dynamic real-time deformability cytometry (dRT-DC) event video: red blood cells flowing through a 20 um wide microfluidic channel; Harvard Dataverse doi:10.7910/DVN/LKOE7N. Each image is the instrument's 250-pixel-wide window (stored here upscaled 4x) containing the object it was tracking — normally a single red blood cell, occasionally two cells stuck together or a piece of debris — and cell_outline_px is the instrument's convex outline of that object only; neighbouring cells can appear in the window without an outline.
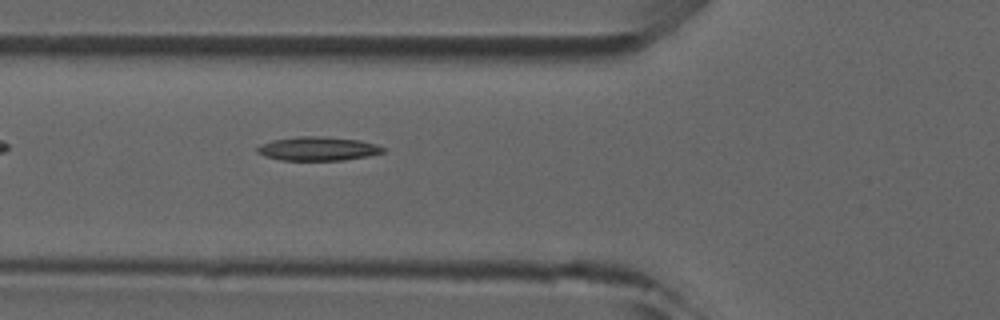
{"species": "common noctule bat (a hibernating species)", "species_latin": "Nyctalus noctula", "temperature_condition": "room temperature", "stored_images_in_passage": 5, "camera_frame_rate_fps": 3000, "um_per_image_px": 0.085, "animal": {"sex": "male", "forearm_length_mm": 52.5}, "frame": {"image": 1, "passage_image": 5, "time_ms": 5.333, "image_size_px": [1000, 320], "cell_outline_px": [[384, 152], [368, 156], [344, 160], [280, 160], [264, 156], [256, 152], [256, 148], [260, 144], [272, 140], [296, 136], [324, 136], [360, 140], [376, 144], [384, 148]], "centroid_in_image_um": [26.99, 12.63], "position_along_channel_um": 98.8, "area_um2": 17.63}}